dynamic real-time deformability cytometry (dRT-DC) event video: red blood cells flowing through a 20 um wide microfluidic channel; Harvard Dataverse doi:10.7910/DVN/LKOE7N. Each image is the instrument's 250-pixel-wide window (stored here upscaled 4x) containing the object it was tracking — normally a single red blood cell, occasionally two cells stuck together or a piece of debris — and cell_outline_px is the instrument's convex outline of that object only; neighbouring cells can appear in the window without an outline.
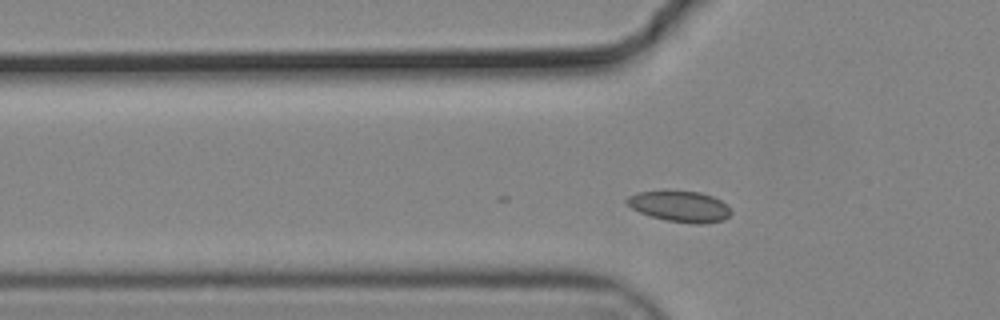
{"species": "common noctule bat (a hibernating species)", "species_latin": "Nyctalus noctula", "temperature_condition": "cold", "stored_images_in_passage": 8, "camera_frame_rate_fps": 3000, "um_per_image_px": 0.085, "animal": {"sex": "male", "body_mass_g": 19.2, "forearm_length_mm": 51.8}, "frame": {"image": 1, "passage_image": 3, "time_ms": 0.667, "image_size_px": [1000, 320], "cell_outline_px": [[732, 212], [724, 220], [700, 224], [696, 224], [664, 220], [640, 212], [624, 204], [624, 200], [628, 196], [636, 192], [700, 192], [712, 196], [720, 200]], "centroid_in_image_um": [57.75, 17.56], "position_along_channel_um": 68.0, "area_um2": 18.44}}
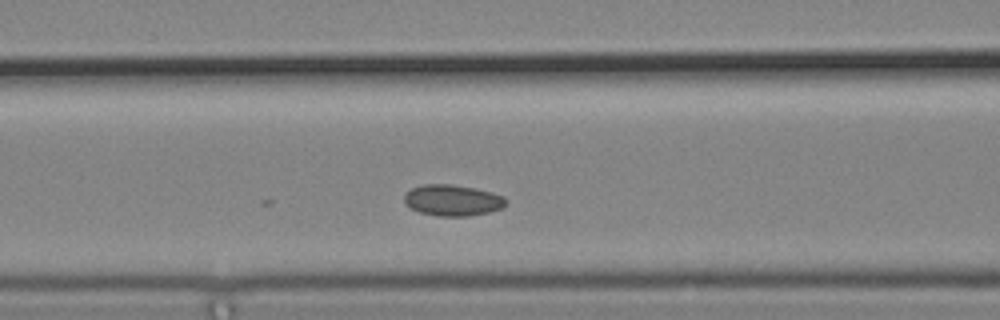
{"frame": {"image": 2, "passage_image": 8, "time_ms": 2.333, "image_size_px": [1000, 320], "cell_outline_px": [[508, 200], [500, 208], [488, 212], [468, 216], [436, 216], [420, 212], [412, 208], [404, 200], [404, 192], [412, 188], [424, 184], [448, 184], [476, 188], [492, 192], [504, 196]], "centroid_in_image_um": [38.46, 17.01], "position_along_channel_um": 128.1, "area_um2": 18.38}}